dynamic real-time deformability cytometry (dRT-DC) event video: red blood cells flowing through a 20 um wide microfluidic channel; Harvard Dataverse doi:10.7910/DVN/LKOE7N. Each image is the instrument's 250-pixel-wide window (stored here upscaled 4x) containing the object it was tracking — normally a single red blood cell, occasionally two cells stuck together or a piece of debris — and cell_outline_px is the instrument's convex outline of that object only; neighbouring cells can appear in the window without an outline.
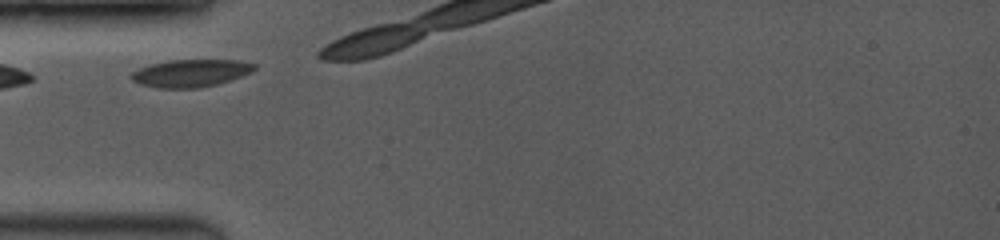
{"species": "common noctule bat (a hibernating species)", "species_latin": "Nyctalus noctula", "temperature_condition": "room temperature", "stored_images_in_passage": 5, "camera_frame_rate_fps": 3500, "um_per_image_px": 0.085, "animal": {"sex": "female", "body_mass_g": 19.0, "forearm_length_mm": 53.3}, "frame": {"image": 1, "passage_image": 1, "time_ms": 0.0, "image_size_px": [1000, 240], "cell_outline_px": [[256, 68], [252, 72], [216, 84], [196, 88], [160, 88], [140, 84], [132, 80], [128, 76], [132, 72], [140, 68], [152, 64], [168, 60], [240, 60], [256, 64]], "centroid_in_image_um": [16.19, 6.21], "position_along_channel_um": 68.8, "area_um2": 19.59}}
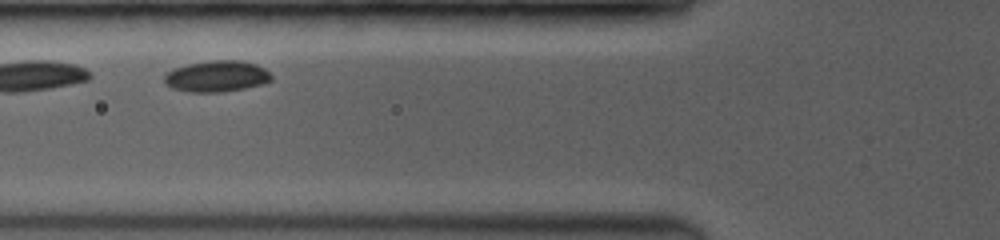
{"frame": {"image": 2, "passage_image": 4, "time_ms": 2.571, "image_size_px": [1000, 240], "cell_outline_px": [[272, 80], [260, 84], [244, 88], [220, 92], [188, 92], [172, 88], [164, 84], [164, 76], [172, 68], [188, 64], [208, 60], [240, 60], [256, 64], [264, 68], [272, 76]], "centroid_in_image_um": [18.38, 6.47], "position_along_channel_um": 107.4, "area_um2": 19.54}}